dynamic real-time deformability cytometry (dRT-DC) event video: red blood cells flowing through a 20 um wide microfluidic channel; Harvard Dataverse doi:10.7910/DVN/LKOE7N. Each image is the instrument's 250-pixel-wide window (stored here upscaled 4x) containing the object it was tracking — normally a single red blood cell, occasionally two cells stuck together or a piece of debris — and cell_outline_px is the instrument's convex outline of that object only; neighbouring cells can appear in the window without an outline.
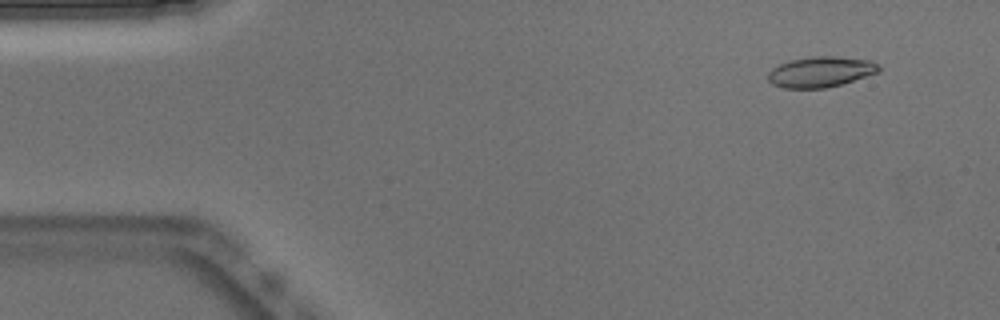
{"species": "Egyptian fruit bat (a non-hibernating species)", "species_latin": "Rousettus aegyptiacus", "temperature_condition": "warm", "stored_images_in_passage": 51, "camera_frame_rate_fps": 3000, "um_per_image_px": 0.085, "animal": {"sex": "male"}, "frame": {"image": 1, "passage_image": 4, "time_ms": 1.0, "image_size_px": [1000, 320], "cell_outline_px": [[880, 72], [840, 84], [824, 88], [784, 88], [772, 84], [768, 80], [768, 72], [772, 68], [780, 64], [792, 60], [812, 56], [836, 56], [872, 60], [880, 64]], "centroid_in_image_um": [69.78, 6.1], "position_along_channel_um": 15.2, "area_um2": 19.77}}
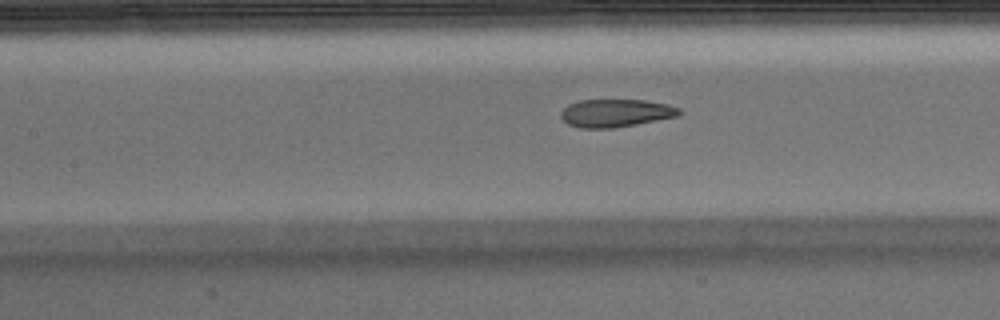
{"frame": {"image": 2, "passage_image": 22, "time_ms": 7.0, "image_size_px": [1000, 320], "cell_outline_px": [[684, 112], [680, 116], [616, 128], [580, 128], [568, 124], [560, 116], [560, 112], [568, 104], [580, 100], [644, 100], [668, 104], [680, 108]], "centroid_in_image_um": [52.38, 9.61], "position_along_channel_um": 155.0, "area_um2": 19.48}}
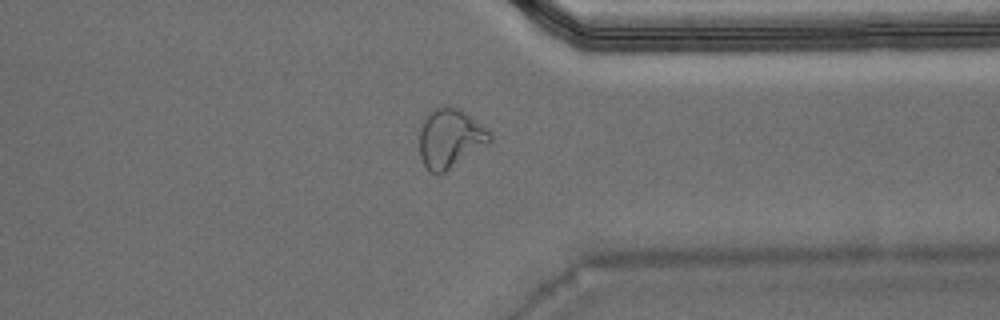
{"frame": {"image": 3, "passage_image": 39, "time_ms": 12.667, "image_size_px": [1000, 320], "cell_outline_px": [[492, 140], [488, 144], [444, 172], [432, 172], [424, 164], [420, 156], [420, 124], [428, 112], [432, 108], [444, 104], [452, 104], [460, 108], [492, 132]], "centroid_in_image_um": [38.27, 11.67], "position_along_channel_um": 373.1, "area_um2": 24.51}, "authors_computed_cell_mechanics": {"area_um2": 20.4034, "velocity_mm_per_s": 3.9175, "shape_relaxation_time_tau1_ms": null, "shape_relaxation_time_tau2_ms": 1.5398, "deformation_change_tau1": null, "deformation_change_tau2": 0.0849}}